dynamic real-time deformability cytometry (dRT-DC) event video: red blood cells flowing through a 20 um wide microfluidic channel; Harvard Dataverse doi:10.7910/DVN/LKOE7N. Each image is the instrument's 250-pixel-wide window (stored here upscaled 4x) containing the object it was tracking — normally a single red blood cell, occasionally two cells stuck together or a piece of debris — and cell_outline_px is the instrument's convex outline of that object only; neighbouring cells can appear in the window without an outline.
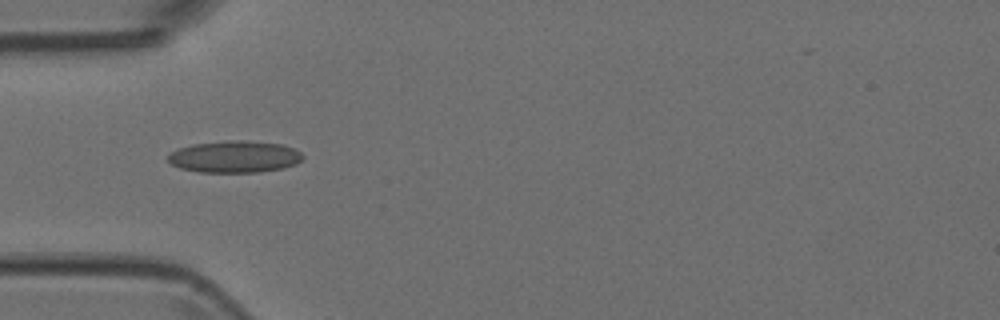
{"species": "Egyptian fruit bat (a non-hibernating species)", "species_latin": "Rousettus aegyptiacus", "temperature_condition": "room temperature", "stored_images_in_passage": 5, "camera_frame_rate_fps": 3000, "um_per_image_px": 0.085, "animal": {"sex": "female"}, "frame": {"image": 1, "passage_image": 4, "time_ms": 1.0, "image_size_px": [1000, 320], "cell_outline_px": [[304, 156], [296, 164], [284, 168], [260, 172], [200, 172], [180, 168], [172, 164], [168, 160], [168, 156], [172, 152], [180, 148], [192, 144], [228, 140], [244, 140], [284, 144], [300, 152]], "centroid_in_image_um": [19.97, 13.32], "position_along_channel_um": 65.0, "area_um2": 25.03}}